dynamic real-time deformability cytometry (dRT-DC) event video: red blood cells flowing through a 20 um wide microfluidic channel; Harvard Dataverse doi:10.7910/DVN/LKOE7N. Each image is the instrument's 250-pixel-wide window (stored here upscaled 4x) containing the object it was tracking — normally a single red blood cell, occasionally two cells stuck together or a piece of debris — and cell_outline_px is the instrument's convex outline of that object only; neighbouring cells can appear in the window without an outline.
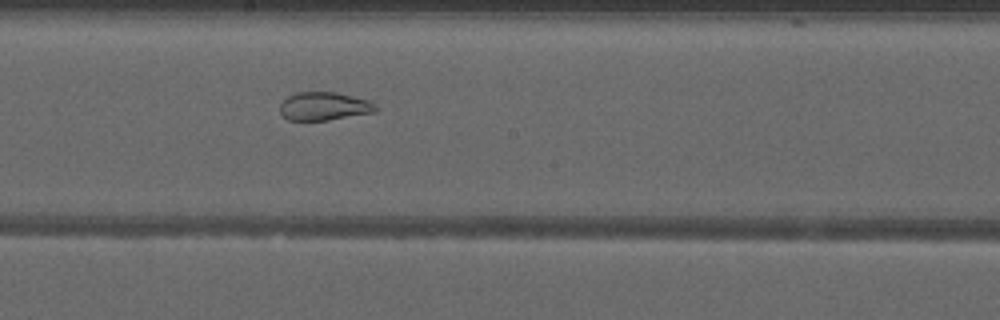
{"species": "common noctule bat (a hibernating species)", "species_latin": "Nyctalus noctula", "temperature_condition": "warm", "stored_images_in_passage": 34, "segment_of_instrument_passage": [2, 2], "camera_frame_rate_fps": 3000, "um_per_image_px": 0.085, "animal": {"sex": "male", "forearm_length_mm": 52.5}, "frame": {"image": 1, "passage_image": 12, "time_ms": 3.667, "image_size_px": [1000, 320], "cell_outline_px": [[380, 108], [376, 112], [328, 120], [288, 120], [280, 112], [280, 104], [288, 96], [296, 92], [336, 92], [368, 100], [376, 104]], "centroid_in_image_um": [27.58, 9.03], "position_along_channel_um": 220.6, "area_um2": 15.84}}
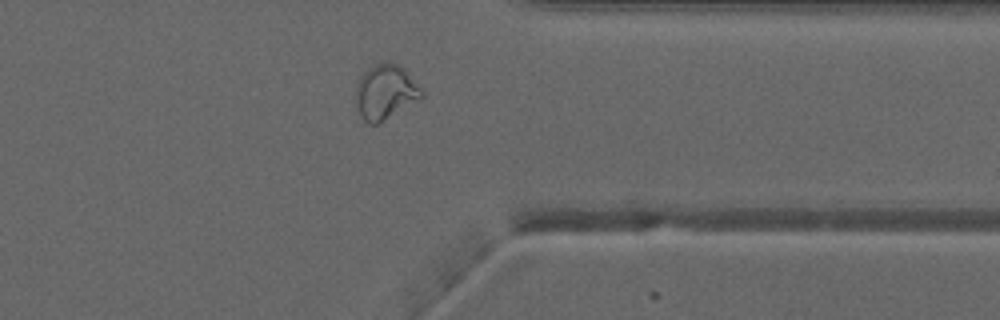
{"frame": {"image": 2, "passage_image": 24, "time_ms": 7.667, "image_size_px": [1000, 320], "cell_outline_px": [[424, 96], [376, 124], [368, 124], [360, 116], [356, 108], [356, 88], [360, 76], [368, 68], [376, 64], [396, 64], [404, 68], [408, 72], [424, 92]], "centroid_in_image_um": [32.74, 7.83], "position_along_channel_um": 378.7, "area_um2": 20.58}}
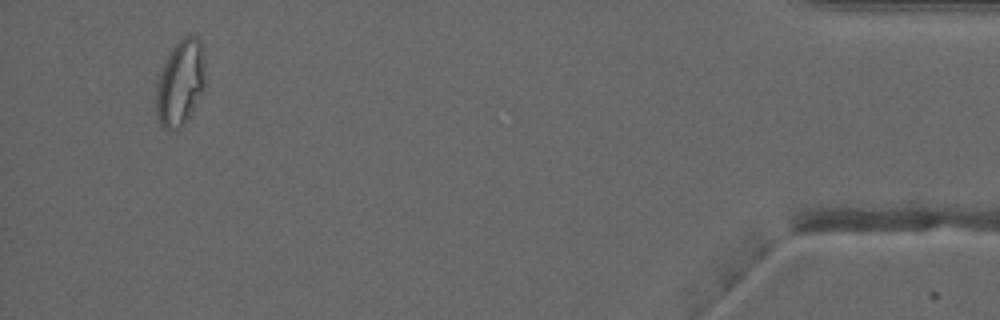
{"frame": {"image": 3, "passage_image": 32, "time_ms": 10.333, "image_size_px": [1000, 320], "cell_outline_px": [[208, 84], [184, 124], [176, 128], [164, 128], [160, 124], [156, 116], [156, 84], [160, 68], [176, 40], [184, 36], [200, 36]], "centroid_in_image_um": [15.35, 6.98], "position_along_channel_um": 419.9, "area_um2": 25.26}}